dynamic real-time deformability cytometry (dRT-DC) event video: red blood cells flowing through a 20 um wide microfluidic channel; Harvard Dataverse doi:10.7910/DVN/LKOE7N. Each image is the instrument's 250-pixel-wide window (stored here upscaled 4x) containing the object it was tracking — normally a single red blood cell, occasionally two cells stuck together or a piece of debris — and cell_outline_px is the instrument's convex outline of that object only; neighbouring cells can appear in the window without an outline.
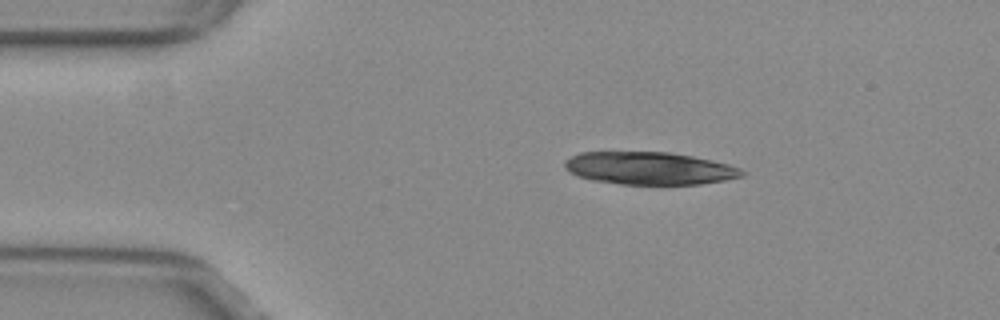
{"species": "common noctule bat (a hibernating species)", "species_latin": "Nyctalus noctula", "temperature_condition": "warm", "stored_images_in_passage": 33, "camera_frame_rate_fps": 3000, "um_per_image_px": 0.085, "animal": {"sex": "female", "body_mass_g": 29.2, "forearm_length_mm": 56.3}, "frame": {"image": 1, "passage_image": 2, "time_ms": 0.333, "image_size_px": [1000, 320], "cell_outline_px": [[748, 172], [744, 176], [724, 180], [700, 184], [620, 184], [592, 180], [568, 172], [564, 168], [564, 160], [580, 152], [668, 152], [692, 156], [712, 160], [728, 164], [740, 168]], "centroid_in_image_um": [55.2, 14.3], "position_along_channel_um": 29.8, "area_um2": 33.76}, "authors_computed_cell_mechanics": {"area_um2": 22.9466, "velocity_mm_per_s": 3.8654, "shape_relaxation_time_tau1_ms": 1.1151, "shape_relaxation_time_tau2_ms": 4.1256, "deformation_change_tau1": 0.2688, "deformation_change_tau2": 0.1362}}